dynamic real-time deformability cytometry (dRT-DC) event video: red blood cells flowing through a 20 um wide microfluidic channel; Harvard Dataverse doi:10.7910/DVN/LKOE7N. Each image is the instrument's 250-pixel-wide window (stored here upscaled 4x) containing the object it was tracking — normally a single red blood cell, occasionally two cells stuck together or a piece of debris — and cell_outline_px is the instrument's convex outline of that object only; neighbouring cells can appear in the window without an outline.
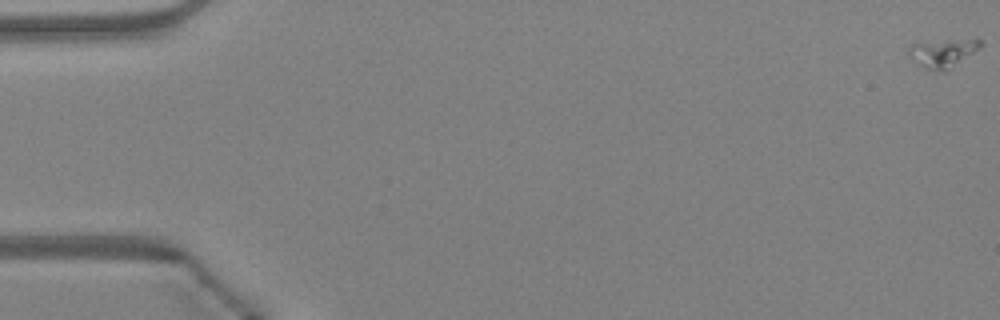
{"species": "Egyptian fruit bat (a non-hibernating species)", "species_latin": "Rousettus aegyptiacus", "temperature_condition": "warm", "stored_images_in_passage": 10, "camera_frame_rate_fps": 3000, "um_per_image_px": 0.085, "animal": {"sex": "female"}, "frame": {"image": 1, "passage_image": 1, "time_ms": 0.0, "image_size_px": [1000, 320], "cell_outline_px": [[980, 48], [944, 72], [928, 68], [908, 52], [908, 48], [912, 44], [948, 40], [980, 40]], "centroid_in_image_um": [80.18, 4.49], "position_along_channel_um": 4.8, "area_um2": 10.87}}